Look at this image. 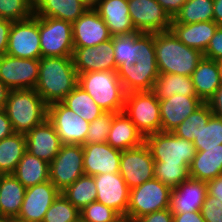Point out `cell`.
I'll use <instances>...</instances> for the list:
<instances>
[{
	"instance_id": "d590c367",
	"label": "cell",
	"mask_w": 222,
	"mask_h": 222,
	"mask_svg": "<svg viewBox=\"0 0 222 222\" xmlns=\"http://www.w3.org/2000/svg\"><path fill=\"white\" fill-rule=\"evenodd\" d=\"M213 20V0H187L171 23L192 24Z\"/></svg>"
},
{
	"instance_id": "91938a15",
	"label": "cell",
	"mask_w": 222,
	"mask_h": 222,
	"mask_svg": "<svg viewBox=\"0 0 222 222\" xmlns=\"http://www.w3.org/2000/svg\"><path fill=\"white\" fill-rule=\"evenodd\" d=\"M118 222H135V221L126 218H121Z\"/></svg>"
},
{
	"instance_id": "d4e9b609",
	"label": "cell",
	"mask_w": 222,
	"mask_h": 222,
	"mask_svg": "<svg viewBox=\"0 0 222 222\" xmlns=\"http://www.w3.org/2000/svg\"><path fill=\"white\" fill-rule=\"evenodd\" d=\"M144 142L145 137L123 111L114 113L111 129L107 137V143L110 146L124 151L138 147Z\"/></svg>"
},
{
	"instance_id": "74e56055",
	"label": "cell",
	"mask_w": 222,
	"mask_h": 222,
	"mask_svg": "<svg viewBox=\"0 0 222 222\" xmlns=\"http://www.w3.org/2000/svg\"><path fill=\"white\" fill-rule=\"evenodd\" d=\"M155 179L161 181L171 189L178 187L190 178L188 165H172L166 162H155Z\"/></svg>"
},
{
	"instance_id": "bcb514c9",
	"label": "cell",
	"mask_w": 222,
	"mask_h": 222,
	"mask_svg": "<svg viewBox=\"0 0 222 222\" xmlns=\"http://www.w3.org/2000/svg\"><path fill=\"white\" fill-rule=\"evenodd\" d=\"M135 222H173V213L170 208L155 211L134 220Z\"/></svg>"
},
{
	"instance_id": "9f6ffc18",
	"label": "cell",
	"mask_w": 222,
	"mask_h": 222,
	"mask_svg": "<svg viewBox=\"0 0 222 222\" xmlns=\"http://www.w3.org/2000/svg\"><path fill=\"white\" fill-rule=\"evenodd\" d=\"M83 1L89 8L94 6L95 0H81Z\"/></svg>"
},
{
	"instance_id": "8fae6325",
	"label": "cell",
	"mask_w": 222,
	"mask_h": 222,
	"mask_svg": "<svg viewBox=\"0 0 222 222\" xmlns=\"http://www.w3.org/2000/svg\"><path fill=\"white\" fill-rule=\"evenodd\" d=\"M6 54L18 58L40 59L39 16L14 21L9 31Z\"/></svg>"
},
{
	"instance_id": "f1b7e54d",
	"label": "cell",
	"mask_w": 222,
	"mask_h": 222,
	"mask_svg": "<svg viewBox=\"0 0 222 222\" xmlns=\"http://www.w3.org/2000/svg\"><path fill=\"white\" fill-rule=\"evenodd\" d=\"M222 174L221 147L200 148L189 166L190 178L208 182Z\"/></svg>"
},
{
	"instance_id": "c3c4849f",
	"label": "cell",
	"mask_w": 222,
	"mask_h": 222,
	"mask_svg": "<svg viewBox=\"0 0 222 222\" xmlns=\"http://www.w3.org/2000/svg\"><path fill=\"white\" fill-rule=\"evenodd\" d=\"M213 116L222 119V86H220L207 102Z\"/></svg>"
},
{
	"instance_id": "3957f363",
	"label": "cell",
	"mask_w": 222,
	"mask_h": 222,
	"mask_svg": "<svg viewBox=\"0 0 222 222\" xmlns=\"http://www.w3.org/2000/svg\"><path fill=\"white\" fill-rule=\"evenodd\" d=\"M156 63L159 73L191 76L203 53L183 44L171 30L154 33Z\"/></svg>"
},
{
	"instance_id": "277c9868",
	"label": "cell",
	"mask_w": 222,
	"mask_h": 222,
	"mask_svg": "<svg viewBox=\"0 0 222 222\" xmlns=\"http://www.w3.org/2000/svg\"><path fill=\"white\" fill-rule=\"evenodd\" d=\"M4 109L14 133L27 134L48 116V105L35 89L10 90Z\"/></svg>"
},
{
	"instance_id": "1f68e13d",
	"label": "cell",
	"mask_w": 222,
	"mask_h": 222,
	"mask_svg": "<svg viewBox=\"0 0 222 222\" xmlns=\"http://www.w3.org/2000/svg\"><path fill=\"white\" fill-rule=\"evenodd\" d=\"M158 99H166L175 94L197 96L191 76L159 73L152 90Z\"/></svg>"
},
{
	"instance_id": "9c48e42d",
	"label": "cell",
	"mask_w": 222,
	"mask_h": 222,
	"mask_svg": "<svg viewBox=\"0 0 222 222\" xmlns=\"http://www.w3.org/2000/svg\"><path fill=\"white\" fill-rule=\"evenodd\" d=\"M41 57H72V23L53 17H39Z\"/></svg>"
},
{
	"instance_id": "cb8c5ba5",
	"label": "cell",
	"mask_w": 222,
	"mask_h": 222,
	"mask_svg": "<svg viewBox=\"0 0 222 222\" xmlns=\"http://www.w3.org/2000/svg\"><path fill=\"white\" fill-rule=\"evenodd\" d=\"M207 195L205 181L189 178L171 191L170 209L172 213L201 211Z\"/></svg>"
},
{
	"instance_id": "e0dca14e",
	"label": "cell",
	"mask_w": 222,
	"mask_h": 222,
	"mask_svg": "<svg viewBox=\"0 0 222 222\" xmlns=\"http://www.w3.org/2000/svg\"><path fill=\"white\" fill-rule=\"evenodd\" d=\"M97 189L96 201L126 217L130 188L120 173H106L93 176Z\"/></svg>"
},
{
	"instance_id": "f35d334b",
	"label": "cell",
	"mask_w": 222,
	"mask_h": 222,
	"mask_svg": "<svg viewBox=\"0 0 222 222\" xmlns=\"http://www.w3.org/2000/svg\"><path fill=\"white\" fill-rule=\"evenodd\" d=\"M80 211L62 193L54 200L42 222H75Z\"/></svg>"
},
{
	"instance_id": "52a82bcc",
	"label": "cell",
	"mask_w": 222,
	"mask_h": 222,
	"mask_svg": "<svg viewBox=\"0 0 222 222\" xmlns=\"http://www.w3.org/2000/svg\"><path fill=\"white\" fill-rule=\"evenodd\" d=\"M172 189L158 179L130 189L126 219L135 220L155 211L170 208Z\"/></svg>"
},
{
	"instance_id": "5bb4252c",
	"label": "cell",
	"mask_w": 222,
	"mask_h": 222,
	"mask_svg": "<svg viewBox=\"0 0 222 222\" xmlns=\"http://www.w3.org/2000/svg\"><path fill=\"white\" fill-rule=\"evenodd\" d=\"M155 161L145 142L122 151L119 173L131 189L155 178Z\"/></svg>"
},
{
	"instance_id": "4fadbf2b",
	"label": "cell",
	"mask_w": 222,
	"mask_h": 222,
	"mask_svg": "<svg viewBox=\"0 0 222 222\" xmlns=\"http://www.w3.org/2000/svg\"><path fill=\"white\" fill-rule=\"evenodd\" d=\"M38 78L39 59L0 57V81L10 90L34 89Z\"/></svg>"
},
{
	"instance_id": "db71d44e",
	"label": "cell",
	"mask_w": 222,
	"mask_h": 222,
	"mask_svg": "<svg viewBox=\"0 0 222 222\" xmlns=\"http://www.w3.org/2000/svg\"><path fill=\"white\" fill-rule=\"evenodd\" d=\"M213 21L222 26V0H213Z\"/></svg>"
},
{
	"instance_id": "7402d4cb",
	"label": "cell",
	"mask_w": 222,
	"mask_h": 222,
	"mask_svg": "<svg viewBox=\"0 0 222 222\" xmlns=\"http://www.w3.org/2000/svg\"><path fill=\"white\" fill-rule=\"evenodd\" d=\"M204 102L197 96L175 94L159 99L161 132H172Z\"/></svg>"
},
{
	"instance_id": "8d00e7d4",
	"label": "cell",
	"mask_w": 222,
	"mask_h": 222,
	"mask_svg": "<svg viewBox=\"0 0 222 222\" xmlns=\"http://www.w3.org/2000/svg\"><path fill=\"white\" fill-rule=\"evenodd\" d=\"M212 115L208 104L203 103L192 114L185 118L172 133L180 138L193 142Z\"/></svg>"
},
{
	"instance_id": "6f0895ef",
	"label": "cell",
	"mask_w": 222,
	"mask_h": 222,
	"mask_svg": "<svg viewBox=\"0 0 222 222\" xmlns=\"http://www.w3.org/2000/svg\"><path fill=\"white\" fill-rule=\"evenodd\" d=\"M220 71V84L222 86V60L218 62Z\"/></svg>"
},
{
	"instance_id": "f6af8a7d",
	"label": "cell",
	"mask_w": 222,
	"mask_h": 222,
	"mask_svg": "<svg viewBox=\"0 0 222 222\" xmlns=\"http://www.w3.org/2000/svg\"><path fill=\"white\" fill-rule=\"evenodd\" d=\"M203 57L217 62L222 60V26H219L215 34L212 36Z\"/></svg>"
},
{
	"instance_id": "836d02e7",
	"label": "cell",
	"mask_w": 222,
	"mask_h": 222,
	"mask_svg": "<svg viewBox=\"0 0 222 222\" xmlns=\"http://www.w3.org/2000/svg\"><path fill=\"white\" fill-rule=\"evenodd\" d=\"M61 102L88 122L105 112L78 84Z\"/></svg>"
},
{
	"instance_id": "60d3db41",
	"label": "cell",
	"mask_w": 222,
	"mask_h": 222,
	"mask_svg": "<svg viewBox=\"0 0 222 222\" xmlns=\"http://www.w3.org/2000/svg\"><path fill=\"white\" fill-rule=\"evenodd\" d=\"M34 14L33 0H0V18L22 21Z\"/></svg>"
},
{
	"instance_id": "f907efd6",
	"label": "cell",
	"mask_w": 222,
	"mask_h": 222,
	"mask_svg": "<svg viewBox=\"0 0 222 222\" xmlns=\"http://www.w3.org/2000/svg\"><path fill=\"white\" fill-rule=\"evenodd\" d=\"M173 222H205L201 211L173 213Z\"/></svg>"
},
{
	"instance_id": "83f0119b",
	"label": "cell",
	"mask_w": 222,
	"mask_h": 222,
	"mask_svg": "<svg viewBox=\"0 0 222 222\" xmlns=\"http://www.w3.org/2000/svg\"><path fill=\"white\" fill-rule=\"evenodd\" d=\"M191 78L197 97L207 103L221 86L218 62L203 57L193 71Z\"/></svg>"
},
{
	"instance_id": "5b68a950",
	"label": "cell",
	"mask_w": 222,
	"mask_h": 222,
	"mask_svg": "<svg viewBox=\"0 0 222 222\" xmlns=\"http://www.w3.org/2000/svg\"><path fill=\"white\" fill-rule=\"evenodd\" d=\"M78 85L105 112L123 111L126 92L117 71H94L78 74Z\"/></svg>"
},
{
	"instance_id": "ee69618b",
	"label": "cell",
	"mask_w": 222,
	"mask_h": 222,
	"mask_svg": "<svg viewBox=\"0 0 222 222\" xmlns=\"http://www.w3.org/2000/svg\"><path fill=\"white\" fill-rule=\"evenodd\" d=\"M201 214L205 222H222V202L207 193Z\"/></svg>"
},
{
	"instance_id": "11a10c76",
	"label": "cell",
	"mask_w": 222,
	"mask_h": 222,
	"mask_svg": "<svg viewBox=\"0 0 222 222\" xmlns=\"http://www.w3.org/2000/svg\"><path fill=\"white\" fill-rule=\"evenodd\" d=\"M10 89L0 81V109L4 108Z\"/></svg>"
},
{
	"instance_id": "30bf717a",
	"label": "cell",
	"mask_w": 222,
	"mask_h": 222,
	"mask_svg": "<svg viewBox=\"0 0 222 222\" xmlns=\"http://www.w3.org/2000/svg\"><path fill=\"white\" fill-rule=\"evenodd\" d=\"M83 146L63 144L49 164V179L62 192L84 175Z\"/></svg>"
},
{
	"instance_id": "94428289",
	"label": "cell",
	"mask_w": 222,
	"mask_h": 222,
	"mask_svg": "<svg viewBox=\"0 0 222 222\" xmlns=\"http://www.w3.org/2000/svg\"><path fill=\"white\" fill-rule=\"evenodd\" d=\"M7 218L0 216V222H6Z\"/></svg>"
},
{
	"instance_id": "7c38bea8",
	"label": "cell",
	"mask_w": 222,
	"mask_h": 222,
	"mask_svg": "<svg viewBox=\"0 0 222 222\" xmlns=\"http://www.w3.org/2000/svg\"><path fill=\"white\" fill-rule=\"evenodd\" d=\"M47 119L54 125L62 144H85L89 122L62 102L48 105Z\"/></svg>"
},
{
	"instance_id": "680465c9",
	"label": "cell",
	"mask_w": 222,
	"mask_h": 222,
	"mask_svg": "<svg viewBox=\"0 0 222 222\" xmlns=\"http://www.w3.org/2000/svg\"><path fill=\"white\" fill-rule=\"evenodd\" d=\"M6 222H25V221L19 220L18 218H7Z\"/></svg>"
},
{
	"instance_id": "d6a6232c",
	"label": "cell",
	"mask_w": 222,
	"mask_h": 222,
	"mask_svg": "<svg viewBox=\"0 0 222 222\" xmlns=\"http://www.w3.org/2000/svg\"><path fill=\"white\" fill-rule=\"evenodd\" d=\"M25 152V134L13 133L0 140V174H13Z\"/></svg>"
},
{
	"instance_id": "681fc988",
	"label": "cell",
	"mask_w": 222,
	"mask_h": 222,
	"mask_svg": "<svg viewBox=\"0 0 222 222\" xmlns=\"http://www.w3.org/2000/svg\"><path fill=\"white\" fill-rule=\"evenodd\" d=\"M173 19L187 0H156Z\"/></svg>"
},
{
	"instance_id": "ffe728a7",
	"label": "cell",
	"mask_w": 222,
	"mask_h": 222,
	"mask_svg": "<svg viewBox=\"0 0 222 222\" xmlns=\"http://www.w3.org/2000/svg\"><path fill=\"white\" fill-rule=\"evenodd\" d=\"M82 146L83 166L86 175L119 173L122 151L114 149L107 142Z\"/></svg>"
},
{
	"instance_id": "8992f818",
	"label": "cell",
	"mask_w": 222,
	"mask_h": 222,
	"mask_svg": "<svg viewBox=\"0 0 222 222\" xmlns=\"http://www.w3.org/2000/svg\"><path fill=\"white\" fill-rule=\"evenodd\" d=\"M123 112L144 137L161 132L159 99L153 91L126 93Z\"/></svg>"
},
{
	"instance_id": "ac0fdd59",
	"label": "cell",
	"mask_w": 222,
	"mask_h": 222,
	"mask_svg": "<svg viewBox=\"0 0 222 222\" xmlns=\"http://www.w3.org/2000/svg\"><path fill=\"white\" fill-rule=\"evenodd\" d=\"M60 193L50 180L27 187L17 218L25 222H42L45 213Z\"/></svg>"
},
{
	"instance_id": "7bdbcfd3",
	"label": "cell",
	"mask_w": 222,
	"mask_h": 222,
	"mask_svg": "<svg viewBox=\"0 0 222 222\" xmlns=\"http://www.w3.org/2000/svg\"><path fill=\"white\" fill-rule=\"evenodd\" d=\"M85 222H118L122 217L112 208L93 201L80 211Z\"/></svg>"
},
{
	"instance_id": "f546056e",
	"label": "cell",
	"mask_w": 222,
	"mask_h": 222,
	"mask_svg": "<svg viewBox=\"0 0 222 222\" xmlns=\"http://www.w3.org/2000/svg\"><path fill=\"white\" fill-rule=\"evenodd\" d=\"M25 189L13 174H0V210L2 217H18L25 196Z\"/></svg>"
},
{
	"instance_id": "e575fe53",
	"label": "cell",
	"mask_w": 222,
	"mask_h": 222,
	"mask_svg": "<svg viewBox=\"0 0 222 222\" xmlns=\"http://www.w3.org/2000/svg\"><path fill=\"white\" fill-rule=\"evenodd\" d=\"M63 196L71 202L79 211L97 199V189L94 177L82 175L73 184L66 187Z\"/></svg>"
},
{
	"instance_id": "603a6c76",
	"label": "cell",
	"mask_w": 222,
	"mask_h": 222,
	"mask_svg": "<svg viewBox=\"0 0 222 222\" xmlns=\"http://www.w3.org/2000/svg\"><path fill=\"white\" fill-rule=\"evenodd\" d=\"M93 8L104 20L112 36L137 32L129 16L128 0H95Z\"/></svg>"
},
{
	"instance_id": "7dc6e473",
	"label": "cell",
	"mask_w": 222,
	"mask_h": 222,
	"mask_svg": "<svg viewBox=\"0 0 222 222\" xmlns=\"http://www.w3.org/2000/svg\"><path fill=\"white\" fill-rule=\"evenodd\" d=\"M13 21L0 18V57L6 54L9 31Z\"/></svg>"
},
{
	"instance_id": "44dd1931",
	"label": "cell",
	"mask_w": 222,
	"mask_h": 222,
	"mask_svg": "<svg viewBox=\"0 0 222 222\" xmlns=\"http://www.w3.org/2000/svg\"><path fill=\"white\" fill-rule=\"evenodd\" d=\"M25 137L26 151L49 164L63 145L54 125L48 119L35 126Z\"/></svg>"
},
{
	"instance_id": "4dcf8cb0",
	"label": "cell",
	"mask_w": 222,
	"mask_h": 222,
	"mask_svg": "<svg viewBox=\"0 0 222 222\" xmlns=\"http://www.w3.org/2000/svg\"><path fill=\"white\" fill-rule=\"evenodd\" d=\"M13 175L27 188L50 180L49 163L25 152Z\"/></svg>"
},
{
	"instance_id": "b9f144b4",
	"label": "cell",
	"mask_w": 222,
	"mask_h": 222,
	"mask_svg": "<svg viewBox=\"0 0 222 222\" xmlns=\"http://www.w3.org/2000/svg\"><path fill=\"white\" fill-rule=\"evenodd\" d=\"M114 113L104 112L101 116L89 122L85 144L107 142L108 133L111 129Z\"/></svg>"
},
{
	"instance_id": "4316f807",
	"label": "cell",
	"mask_w": 222,
	"mask_h": 222,
	"mask_svg": "<svg viewBox=\"0 0 222 222\" xmlns=\"http://www.w3.org/2000/svg\"><path fill=\"white\" fill-rule=\"evenodd\" d=\"M34 15L75 22L89 8L81 0H33Z\"/></svg>"
},
{
	"instance_id": "6125c7cd",
	"label": "cell",
	"mask_w": 222,
	"mask_h": 222,
	"mask_svg": "<svg viewBox=\"0 0 222 222\" xmlns=\"http://www.w3.org/2000/svg\"><path fill=\"white\" fill-rule=\"evenodd\" d=\"M75 222H85L81 217H79Z\"/></svg>"
},
{
	"instance_id": "ba28073f",
	"label": "cell",
	"mask_w": 222,
	"mask_h": 222,
	"mask_svg": "<svg viewBox=\"0 0 222 222\" xmlns=\"http://www.w3.org/2000/svg\"><path fill=\"white\" fill-rule=\"evenodd\" d=\"M145 144L155 162L190 166L196 154L193 142L180 138L172 132H157L147 135Z\"/></svg>"
},
{
	"instance_id": "6da1fadb",
	"label": "cell",
	"mask_w": 222,
	"mask_h": 222,
	"mask_svg": "<svg viewBox=\"0 0 222 222\" xmlns=\"http://www.w3.org/2000/svg\"><path fill=\"white\" fill-rule=\"evenodd\" d=\"M118 77L126 93L152 91L159 76L154 33L113 36Z\"/></svg>"
},
{
	"instance_id": "2e32d148",
	"label": "cell",
	"mask_w": 222,
	"mask_h": 222,
	"mask_svg": "<svg viewBox=\"0 0 222 222\" xmlns=\"http://www.w3.org/2000/svg\"><path fill=\"white\" fill-rule=\"evenodd\" d=\"M72 59L77 74L94 71H117L113 36L95 47H74Z\"/></svg>"
},
{
	"instance_id": "d6986e66",
	"label": "cell",
	"mask_w": 222,
	"mask_h": 222,
	"mask_svg": "<svg viewBox=\"0 0 222 222\" xmlns=\"http://www.w3.org/2000/svg\"><path fill=\"white\" fill-rule=\"evenodd\" d=\"M72 35L74 47H95L112 38L106 23L93 7L72 23Z\"/></svg>"
},
{
	"instance_id": "816d5d0a",
	"label": "cell",
	"mask_w": 222,
	"mask_h": 222,
	"mask_svg": "<svg viewBox=\"0 0 222 222\" xmlns=\"http://www.w3.org/2000/svg\"><path fill=\"white\" fill-rule=\"evenodd\" d=\"M14 133L11 122L7 117L4 108L0 109V140L11 136Z\"/></svg>"
},
{
	"instance_id": "9a60e30c",
	"label": "cell",
	"mask_w": 222,
	"mask_h": 222,
	"mask_svg": "<svg viewBox=\"0 0 222 222\" xmlns=\"http://www.w3.org/2000/svg\"><path fill=\"white\" fill-rule=\"evenodd\" d=\"M129 16L140 33L170 30L172 18L156 0H128Z\"/></svg>"
},
{
	"instance_id": "ab89813d",
	"label": "cell",
	"mask_w": 222,
	"mask_h": 222,
	"mask_svg": "<svg viewBox=\"0 0 222 222\" xmlns=\"http://www.w3.org/2000/svg\"><path fill=\"white\" fill-rule=\"evenodd\" d=\"M193 144L196 151H200V148L221 147L222 119L212 115L199 135L194 139Z\"/></svg>"
},
{
	"instance_id": "484cf974",
	"label": "cell",
	"mask_w": 222,
	"mask_h": 222,
	"mask_svg": "<svg viewBox=\"0 0 222 222\" xmlns=\"http://www.w3.org/2000/svg\"><path fill=\"white\" fill-rule=\"evenodd\" d=\"M218 27L212 20L192 24L171 23L170 30L183 44L204 54Z\"/></svg>"
},
{
	"instance_id": "7a4b0ae2",
	"label": "cell",
	"mask_w": 222,
	"mask_h": 222,
	"mask_svg": "<svg viewBox=\"0 0 222 222\" xmlns=\"http://www.w3.org/2000/svg\"><path fill=\"white\" fill-rule=\"evenodd\" d=\"M78 84L72 57H41L36 92L47 105L61 102Z\"/></svg>"
},
{
	"instance_id": "f5cc1de1",
	"label": "cell",
	"mask_w": 222,
	"mask_h": 222,
	"mask_svg": "<svg viewBox=\"0 0 222 222\" xmlns=\"http://www.w3.org/2000/svg\"><path fill=\"white\" fill-rule=\"evenodd\" d=\"M207 183V193L222 202V174Z\"/></svg>"
}]
</instances>
